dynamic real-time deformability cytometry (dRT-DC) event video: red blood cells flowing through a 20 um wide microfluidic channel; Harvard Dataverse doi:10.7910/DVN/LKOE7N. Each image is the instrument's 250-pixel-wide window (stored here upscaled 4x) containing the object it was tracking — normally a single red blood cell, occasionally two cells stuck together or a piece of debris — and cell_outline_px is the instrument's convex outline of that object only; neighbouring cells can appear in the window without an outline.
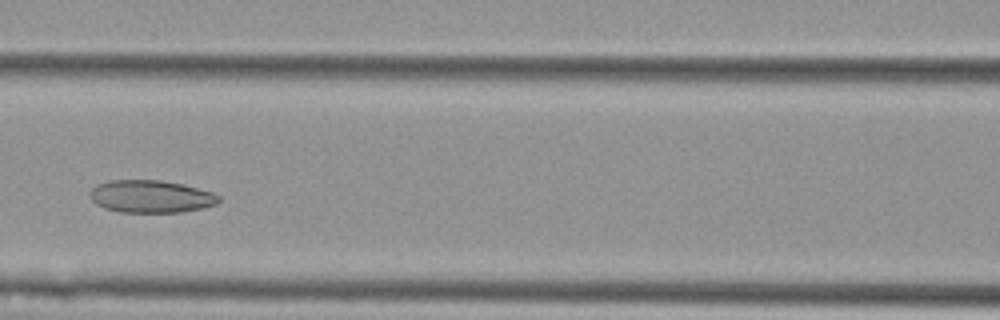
{"species": "Egyptian fruit bat (a non-hibernating species)", "species_latin": "Rousettus aegyptiacus", "temperature_condition": "cold", "stored_images_in_passage": 8, "camera_frame_rate_fps": 3000, "um_per_image_px": 0.085, "animal": {"sex": "female"}, "frame": {"image": 1, "passage_image": 4, "time_ms": 1.0, "image_size_px": [1000, 320], "cell_outline_px": [[220, 200], [216, 204], [204, 208], [180, 212], [120, 212], [104, 208], [96, 204], [92, 200], [92, 188], [96, 184], [108, 180], [160, 180], [180, 184], [212, 192], [220, 196]], "centroid_in_image_um": [12.83, 16.7], "position_along_channel_um": 153.8, "area_um2": 24.28}}
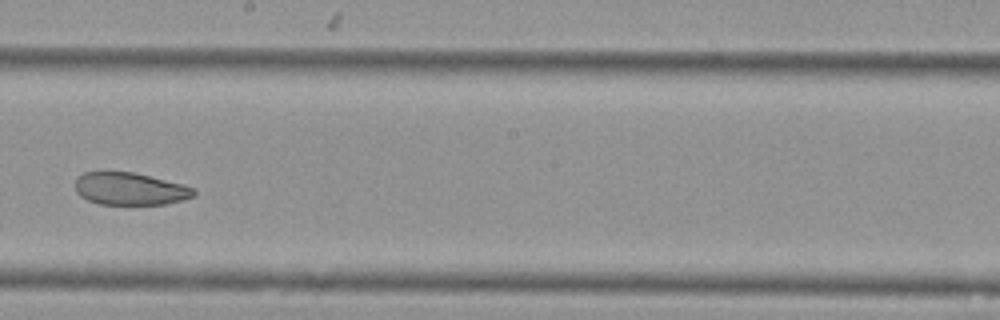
{"frame": {"image": 2, "passage_image": 6, "time_ms": 1.667, "image_size_px": [1000, 320], "cell_outline_px": [[196, 196], [164, 204], [100, 204], [88, 200], [80, 196], [76, 192], [76, 176], [84, 172], [132, 172], [184, 184], [196, 188]], "centroid_in_image_um": [11.06, 16.04], "position_along_channel_um": 237.1, "area_um2": 22.43}}
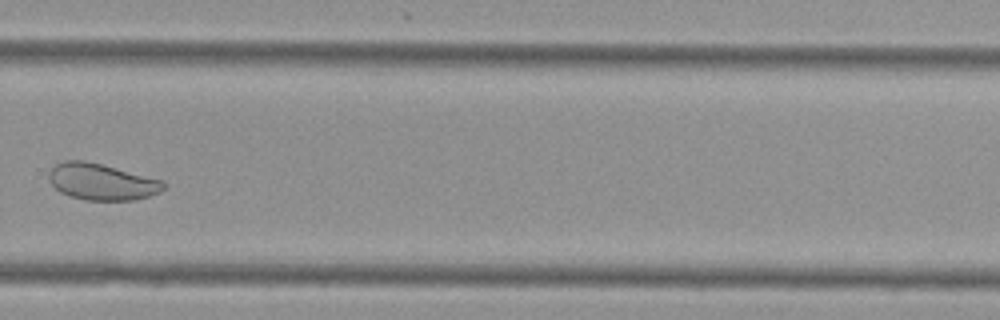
{"frame": {"image": 3, "passage_image": 8, "time_ms": 2.333, "image_size_px": [1000, 320], "cell_outline_px": [[168, 184], [160, 192], [148, 196], [132, 200], [84, 200], [60, 192], [48, 180], [48, 172], [56, 164], [64, 160], [84, 160], [164, 180]], "centroid_in_image_um": [8.65, 15.45], "position_along_channel_um": 321.1, "area_um2": 24.33}}